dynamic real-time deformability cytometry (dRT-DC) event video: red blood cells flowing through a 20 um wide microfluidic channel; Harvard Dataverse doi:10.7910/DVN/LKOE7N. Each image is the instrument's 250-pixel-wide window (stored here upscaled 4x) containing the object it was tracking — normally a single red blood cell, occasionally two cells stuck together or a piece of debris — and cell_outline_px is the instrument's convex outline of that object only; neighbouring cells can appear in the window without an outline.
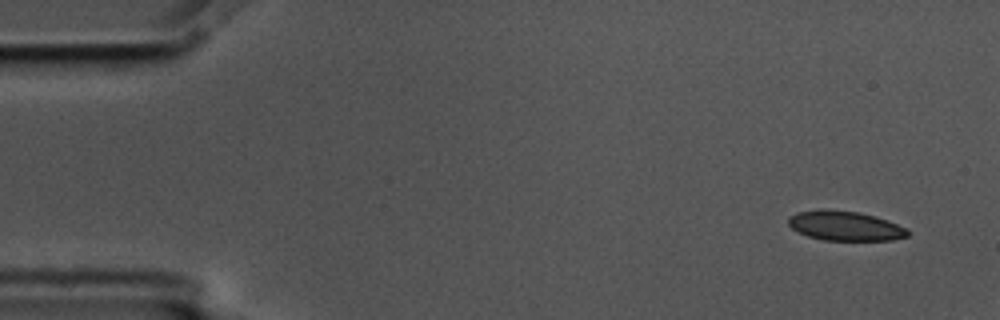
{"species": "common noctule bat (a hibernating species)", "species_latin": "Nyctalus noctula", "temperature_condition": "cold", "stored_images_in_passage": 3, "camera_frame_rate_fps": 3000, "um_per_image_px": 0.085, "animal": {"sex": "male", "body_mass_g": 17.5, "forearm_length_mm": 52.3}, "frame": {"image": 1, "passage_image": 1, "time_ms": 0.0, "image_size_px": [1000, 320], "cell_outline_px": [[908, 236], [892, 240], [824, 240], [808, 236], [792, 228], [788, 224], [788, 216], [796, 212], [820, 208], [856, 212], [876, 216], [888, 220], [908, 228]], "centroid_in_image_um": [71.82, 19.18], "position_along_channel_um": 13.2, "area_um2": 20.69}}